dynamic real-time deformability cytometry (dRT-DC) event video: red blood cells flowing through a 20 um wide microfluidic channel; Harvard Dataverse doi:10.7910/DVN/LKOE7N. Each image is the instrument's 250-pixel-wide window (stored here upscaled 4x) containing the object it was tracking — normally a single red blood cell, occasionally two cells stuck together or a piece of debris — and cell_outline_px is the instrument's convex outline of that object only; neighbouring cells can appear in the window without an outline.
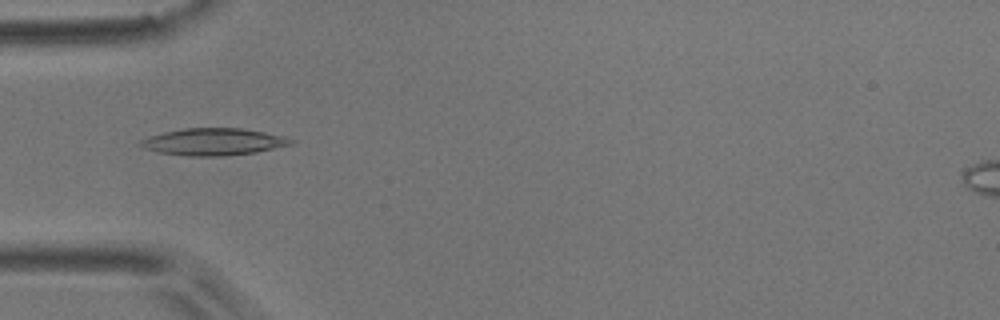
{"species": "common noctule bat (a hibernating species)", "species_latin": "Nyctalus noctula", "temperature_condition": "room temperature", "stored_images_in_passage": 38, "camera_frame_rate_fps": 3000, "um_per_image_px": 0.085, "animal": {"sex": "male", "body_mass_g": 17.9}, "frame": {"image": 1, "passage_image": 1, "time_ms": 0.0, "image_size_px": [1000, 320], "cell_outline_px": [[296, 140], [292, 144], [256, 152], [224, 156], [188, 156], [160, 152], [144, 148], [136, 144], [140, 140], [148, 136], [164, 132], [184, 128], [240, 128], [288, 136]], "centroid_in_image_um": [18.16, 12.05], "position_along_channel_um": 66.8, "area_um2": 23.81}}
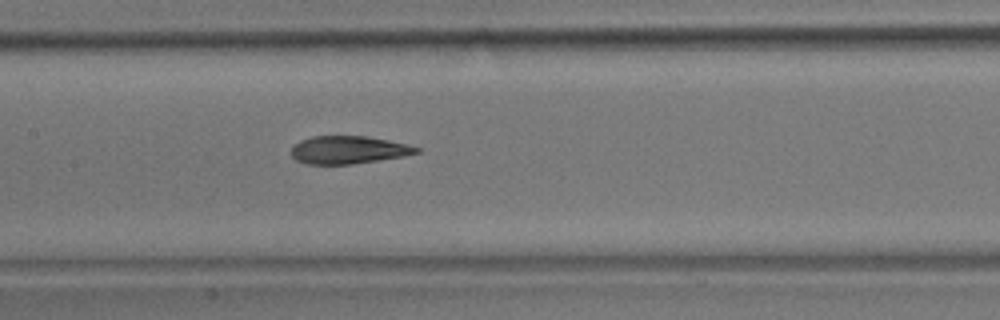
{"frame": {"image": 2, "passage_image": 10, "time_ms": 3.0, "image_size_px": [1000, 320], "cell_outline_px": [[420, 152], [404, 156], [352, 164], [304, 164], [296, 160], [292, 156], [292, 148], [300, 140], [312, 136], [368, 136], [408, 144], [420, 148]], "centroid_in_image_um": [29.62, 12.74], "position_along_channel_um": 177.8, "area_um2": 20.29}}
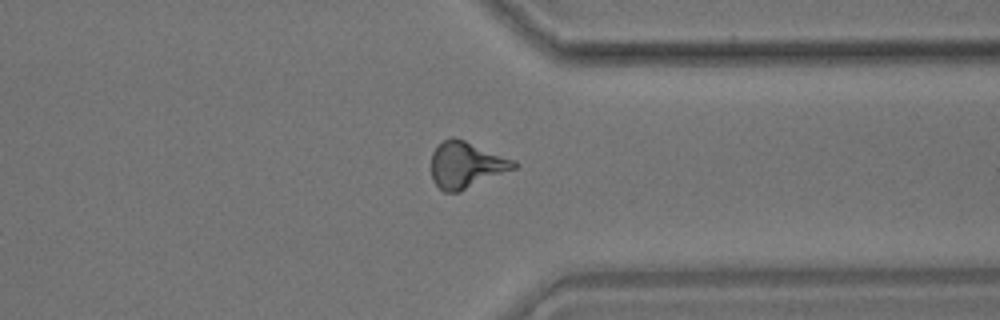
{"frame": {"image": 3, "passage_image": 26, "time_ms": 8.333, "image_size_px": [1000, 320], "cell_outline_px": [[520, 164], [516, 168], [460, 192], [444, 192], [432, 180], [432, 152], [444, 140], [452, 136], [464, 140], [516, 160]], "centroid_in_image_um": [39.65, 14.02], "position_along_channel_um": 371.7, "area_um2": 22.31}, "authors_computed_cell_mechanics": {"area_um2": 21.1259, "velocity_mm_per_s": 3.6778, "shape_relaxation_time_tau1_ms": 7.9213, "shape_relaxation_time_tau2_ms": 2.5186, "deformation_change_tau1": 0.2329, "deformation_change_tau2": 0.1069}}